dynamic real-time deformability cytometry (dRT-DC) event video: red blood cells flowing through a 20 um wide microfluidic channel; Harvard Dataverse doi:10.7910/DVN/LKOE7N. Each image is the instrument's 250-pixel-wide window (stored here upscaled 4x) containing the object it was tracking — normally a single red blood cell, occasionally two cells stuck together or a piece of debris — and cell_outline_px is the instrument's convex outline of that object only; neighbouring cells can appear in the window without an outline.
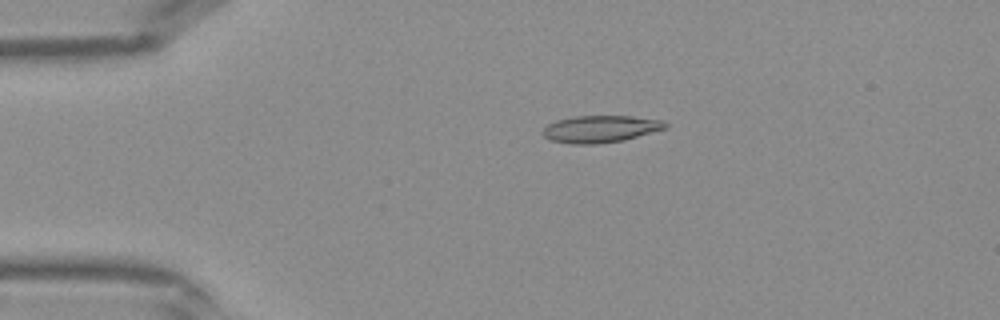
{"species": "Egyptian fruit bat (a non-hibernating species)", "species_latin": "Rousettus aegyptiacus", "temperature_condition": "warm", "stored_images_in_passage": 41, "camera_frame_rate_fps": 3000, "um_per_image_px": 0.085, "frame": {"image": 1, "passage_image": 8, "time_ms": 2.333, "image_size_px": [1000, 320], "cell_outline_px": [[668, 128], [624, 140], [596, 144], [572, 144], [552, 140], [544, 136], [544, 128], [548, 124], [556, 120], [572, 116], [632, 116], [660, 120], [668, 124]], "centroid_in_image_um": [51.06, 10.96], "position_along_channel_um": 33.9, "area_um2": 19.25}}
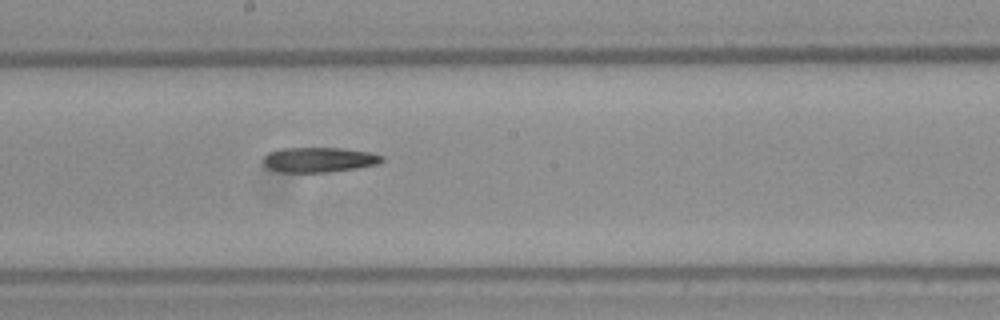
{"frame": {"image": 2, "passage_image": 22, "time_ms": 7.0, "image_size_px": [1000, 320], "cell_outline_px": [[384, 160], [380, 164], [356, 168], [328, 172], [280, 172], [268, 168], [264, 164], [264, 156], [268, 152], [280, 148], [344, 148], [368, 152], [384, 156]], "centroid_in_image_um": [27.13, 13.57], "position_along_channel_um": 221.1, "area_um2": 17.34}}
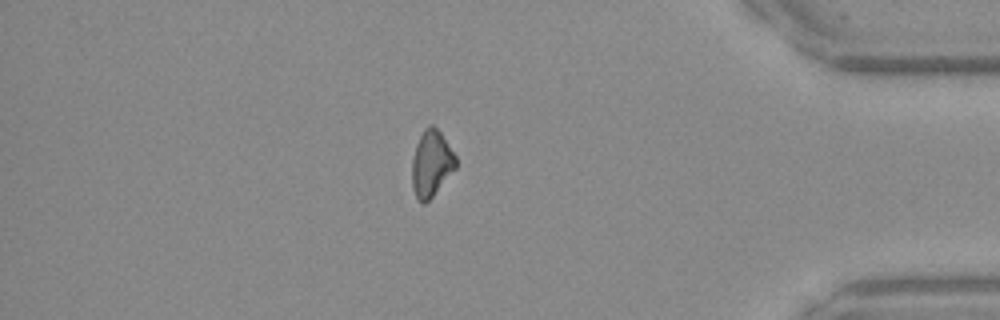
{"frame": {"image": 3, "passage_image": 35, "time_ms": 11.333, "image_size_px": [1000, 320], "cell_outline_px": [[456, 168], [432, 196], [424, 204], [416, 200], [412, 188], [412, 160], [416, 144], [424, 128], [428, 124], [432, 124], [440, 132], [456, 156]], "centroid_in_image_um": [36.64, 13.91], "position_along_channel_um": 398.6, "area_um2": 16.88}}